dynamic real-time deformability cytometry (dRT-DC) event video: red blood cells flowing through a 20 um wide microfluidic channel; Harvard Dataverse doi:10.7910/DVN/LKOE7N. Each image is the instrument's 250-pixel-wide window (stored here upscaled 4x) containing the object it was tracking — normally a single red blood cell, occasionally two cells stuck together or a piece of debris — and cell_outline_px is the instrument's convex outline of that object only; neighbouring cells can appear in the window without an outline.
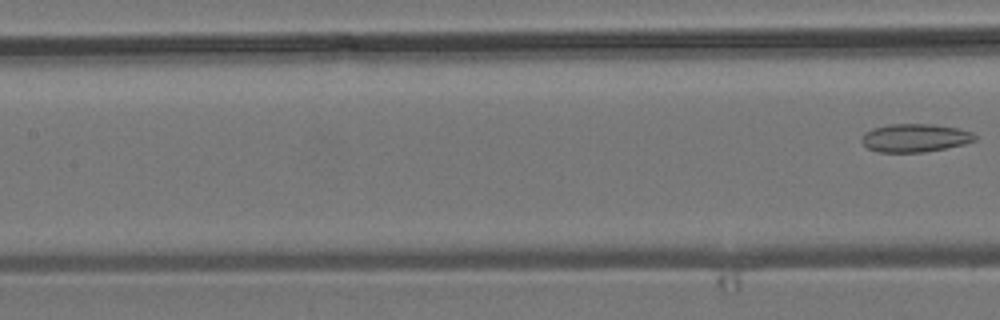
{"species": "common noctule bat (a hibernating species)", "species_latin": "Nyctalus noctula", "temperature_condition": "room temperature", "stored_images_in_passage": 5, "segment_of_instrument_passage": [2, 2], "camera_frame_rate_fps": 3000, "um_per_image_px": 0.085, "animal": {"sex": "male", "body_mass_g": 19.2, "forearm_length_mm": 51.8}, "frame": {"image": 1, "passage_image": 5, "time_ms": 5.333, "image_size_px": [1000, 320], "cell_outline_px": [[976, 140], [964, 144], [924, 152], [876, 152], [868, 148], [860, 140], [860, 136], [864, 132], [872, 128], [888, 124], [932, 124], [956, 128], [972, 132], [976, 136]], "centroid_in_image_um": [77.72, 11.72], "position_along_channel_um": 129.7, "area_um2": 18.67}}